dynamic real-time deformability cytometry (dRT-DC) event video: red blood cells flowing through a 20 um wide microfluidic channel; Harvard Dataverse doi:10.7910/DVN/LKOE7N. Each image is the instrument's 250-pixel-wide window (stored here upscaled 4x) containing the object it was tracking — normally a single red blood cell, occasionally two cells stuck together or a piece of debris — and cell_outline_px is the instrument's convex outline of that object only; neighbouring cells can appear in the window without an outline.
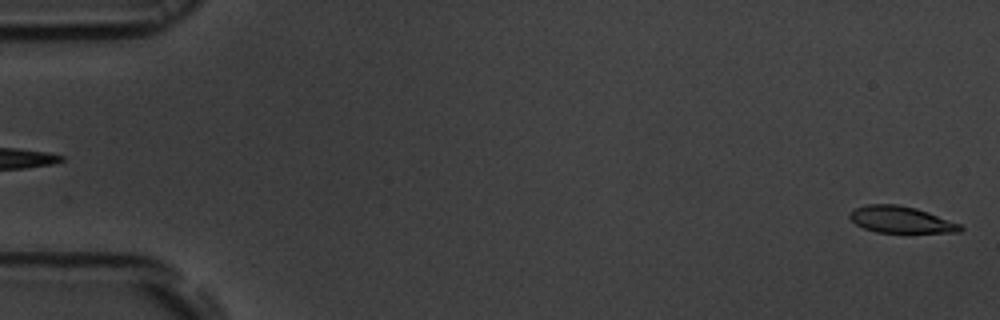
{"species": "common noctule bat (a hibernating species)", "species_latin": "Nyctalus noctula", "temperature_condition": "room temperature", "stored_images_in_passage": 54, "camera_frame_rate_fps": 3000, "um_per_image_px": 0.085, "animal": {"sex": "male", "body_mass_g": 19.5, "forearm_length_mm": 54.6}, "frame": {"image": 1, "passage_image": 1, "time_ms": 0.0, "image_size_px": [1000, 320], "cell_outline_px": [[964, 228], [960, 232], [876, 232], [864, 228], [856, 224], [848, 216], [856, 208], [868, 204], [896, 204], [916, 208], [928, 212], [960, 224]], "centroid_in_image_um": [76.58, 18.67], "position_along_channel_um": 8.4, "area_um2": 16.88}}
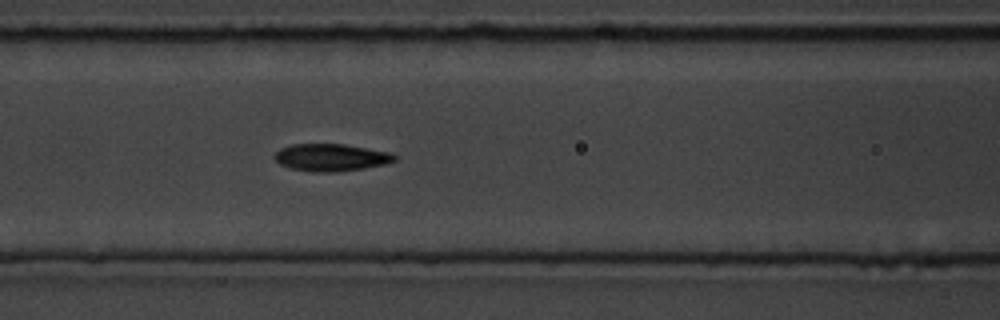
{"frame": {"image": 2, "passage_image": 23, "time_ms": 7.333, "image_size_px": [1000, 320], "cell_outline_px": [[396, 160], [384, 164], [364, 168], [336, 172], [312, 172], [292, 168], [280, 164], [272, 156], [280, 148], [292, 144], [344, 144], [388, 152], [396, 156]], "centroid_in_image_um": [28.1, 13.38], "position_along_channel_um": 138.5, "area_um2": 18.96}}
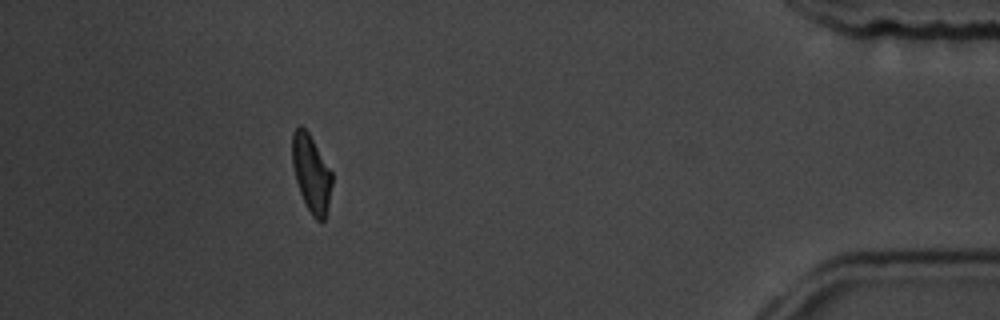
{"frame": {"image": 3, "passage_image": 49, "time_ms": 16.0, "image_size_px": [1000, 320], "cell_outline_px": [[332, 184], [328, 204], [324, 220], [316, 220], [312, 216], [304, 204], [296, 180], [292, 164], [292, 132], [300, 124], [308, 132], [332, 172]], "centroid_in_image_um": [26.44, 14.74], "position_along_channel_um": 408.8, "area_um2": 17.8}, "authors_computed_cell_mechanics": {"area_um2": 18.8717, "velocity_mm_per_s": 3.7443, "shape_relaxation_time_tau1_ms": 4.6873, "shape_relaxation_time_tau2_ms": 1.8942, "deformation_change_tau1": 0.1566, "deformation_change_tau2": 0.081}}